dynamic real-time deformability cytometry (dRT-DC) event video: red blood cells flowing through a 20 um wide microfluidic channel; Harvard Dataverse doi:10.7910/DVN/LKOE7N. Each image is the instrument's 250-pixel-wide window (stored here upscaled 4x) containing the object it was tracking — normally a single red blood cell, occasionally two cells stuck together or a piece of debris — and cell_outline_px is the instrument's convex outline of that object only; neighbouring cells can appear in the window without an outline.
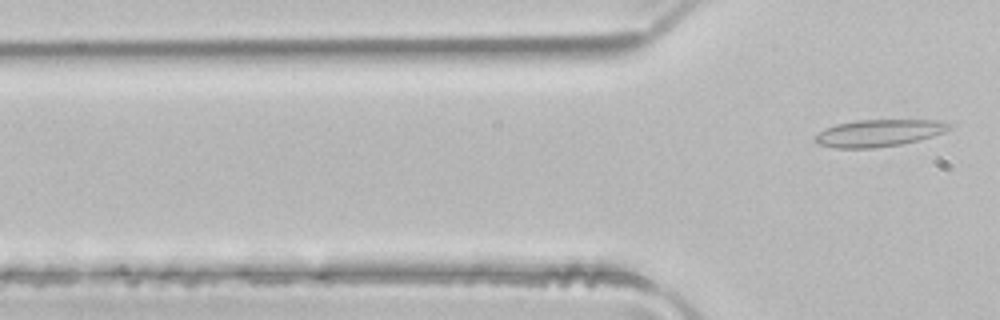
{"species": "common noctule bat (a hibernating species)", "species_latin": "Nyctalus noctula", "temperature_condition": "room temperature", "stored_images_in_passage": 3, "camera_frame_rate_fps": 3000, "um_per_image_px": 0.085, "animal": {"sex": "male", "body_mass_g": 21.5, "forearm_length_mm": 52.0}, "frame": {"image": 1, "passage_image": 3, "time_ms": 0.667, "image_size_px": [1000, 320], "cell_outline_px": [[952, 128], [944, 132], [920, 140], [900, 144], [872, 148], [836, 148], [820, 144], [812, 140], [824, 128], [836, 124], [856, 120], [944, 120], [952, 124]], "centroid_in_image_um": [74.74, 11.29], "position_along_channel_um": 51.1, "area_um2": 21.21}}